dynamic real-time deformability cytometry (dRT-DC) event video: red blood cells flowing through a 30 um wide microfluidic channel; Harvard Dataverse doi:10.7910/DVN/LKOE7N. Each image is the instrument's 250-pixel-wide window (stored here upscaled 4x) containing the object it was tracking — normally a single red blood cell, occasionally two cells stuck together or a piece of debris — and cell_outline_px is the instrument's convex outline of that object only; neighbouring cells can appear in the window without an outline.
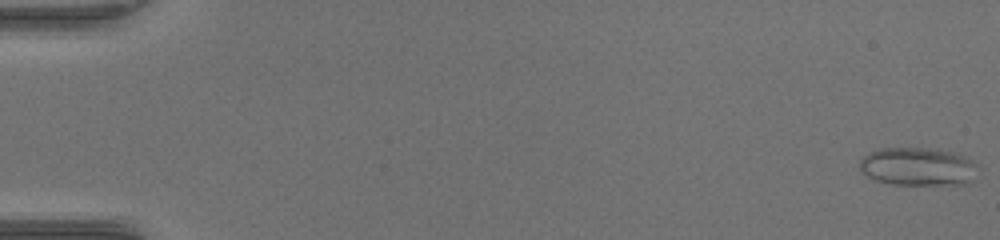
{"species": "common noctule bat (a hibernating species)", "species_latin": "Nyctalus noctula", "temperature_condition": "warm", "stored_images_in_passage": 53, "camera_frame_rate_fps": 3000, "um_per_image_px": 0.085, "animal": {"sex": "female", "body_mass_g": 17.0, "forearm_length_mm": 48.0}, "frame": {"image": 1, "passage_image": 1, "time_ms": 0.0, "image_size_px": [1000, 240], "cell_outline_px": [[980, 168], [968, 184], [888, 184], [876, 180], [860, 172], [860, 160], [868, 152], [880, 148], [928, 148], [956, 152], [972, 160]], "centroid_in_image_um": [78.03, 14.15], "position_along_channel_um": 7.0, "area_um2": 26.53}}
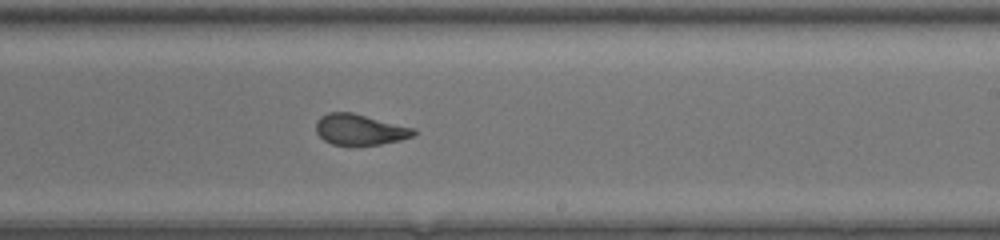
{"frame": {"image": 2, "passage_image": 33, "time_ms": 10.667, "image_size_px": [1000, 240], "cell_outline_px": [[416, 132], [412, 136], [400, 140], [380, 144], [332, 144], [324, 140], [316, 132], [316, 120], [320, 116], [328, 112], [352, 112], [416, 128]], "centroid_in_image_um": [30.58, 10.99], "position_along_channel_um": 258.4, "area_um2": 17.46}}
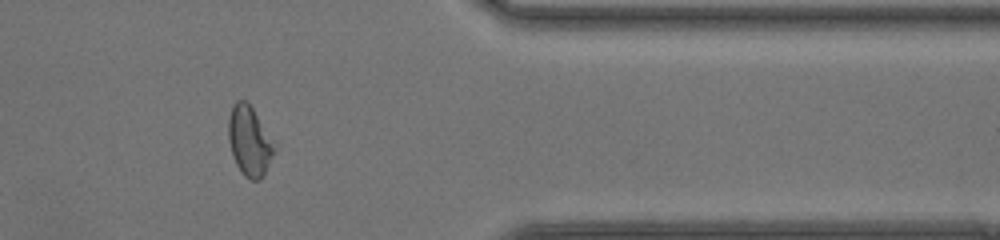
{"frame": {"image": 3, "passage_image": 44, "time_ms": 14.333, "image_size_px": [1000, 240], "cell_outline_px": [[276, 148], [264, 176], [260, 180], [248, 180], [244, 176], [236, 164], [228, 140], [228, 120], [232, 104], [236, 100], [248, 100]], "centroid_in_image_um": [21.18, 11.99], "position_along_channel_um": 390.2, "area_um2": 18.61}, "authors_computed_cell_mechanics": {"area_um2": 19.363, "velocity_mm_per_s": 4.0215, "shape_relaxation_time_tau1_ms": null, "shape_relaxation_time_tau2_ms": 0.86, "deformation_change_tau1": null, "deformation_change_tau2": 0.0652}}